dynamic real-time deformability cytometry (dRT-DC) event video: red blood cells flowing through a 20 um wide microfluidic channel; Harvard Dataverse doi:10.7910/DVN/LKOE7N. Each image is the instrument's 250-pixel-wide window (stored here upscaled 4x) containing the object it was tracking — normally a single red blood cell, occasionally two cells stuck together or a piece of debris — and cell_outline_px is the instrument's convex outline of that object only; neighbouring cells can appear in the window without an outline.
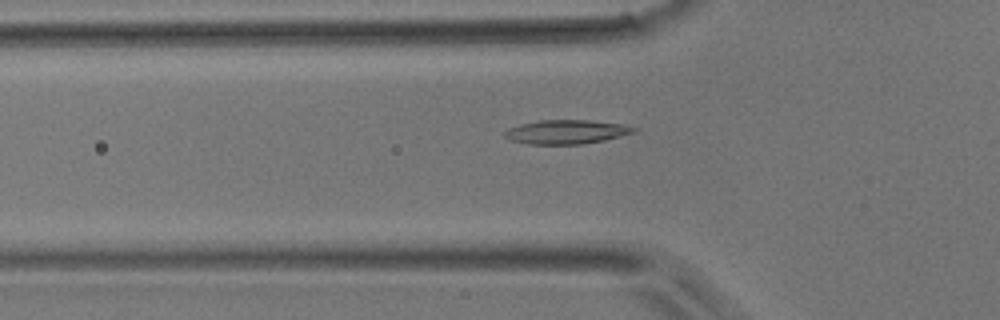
{"species": "common noctule bat (a hibernating species)", "species_latin": "Nyctalus noctula", "temperature_condition": "room temperature", "stored_images_in_passage": 30, "camera_frame_rate_fps": 3000, "um_per_image_px": 0.085, "animal": {"sex": "male", "body_mass_g": 17.9}, "frame": {"image": 1, "passage_image": 2, "time_ms": 0.333, "image_size_px": [1000, 320], "cell_outline_px": [[636, 132], [604, 140], [584, 144], [528, 144], [508, 140], [504, 136], [504, 132], [508, 128], [520, 124], [540, 120], [592, 120], [628, 124], [636, 128]], "centroid_in_image_um": [48.16, 11.2], "position_along_channel_um": 77.6, "area_um2": 18.32}}
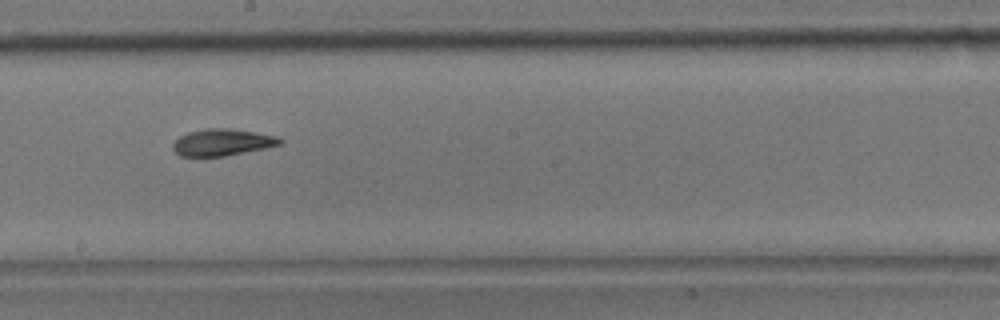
{"frame": {"image": 2, "passage_image": 13, "time_ms": 4.0, "image_size_px": [1000, 320], "cell_outline_px": [[284, 140], [280, 144], [264, 148], [224, 156], [180, 156], [172, 148], [172, 144], [180, 136], [188, 132], [204, 128], [228, 128], [256, 132], [276, 136]], "centroid_in_image_um": [18.87, 12.09], "position_along_channel_um": 229.3, "area_um2": 16.59}}
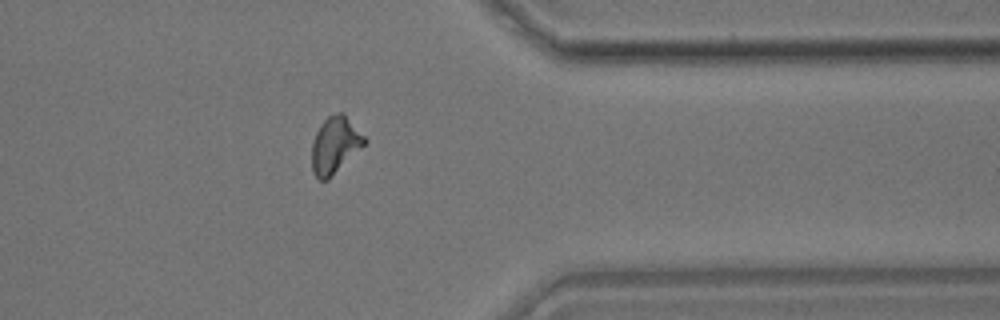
{"frame": {"image": 3, "passage_image": 25, "time_ms": 8.0, "image_size_px": [1000, 320], "cell_outline_px": [[368, 140], [328, 180], [320, 180], [312, 172], [312, 140], [320, 124], [328, 116], [336, 112], [344, 112]], "centroid_in_image_um": [28.46, 12.3], "position_along_channel_um": 382.9, "area_um2": 17.34}}